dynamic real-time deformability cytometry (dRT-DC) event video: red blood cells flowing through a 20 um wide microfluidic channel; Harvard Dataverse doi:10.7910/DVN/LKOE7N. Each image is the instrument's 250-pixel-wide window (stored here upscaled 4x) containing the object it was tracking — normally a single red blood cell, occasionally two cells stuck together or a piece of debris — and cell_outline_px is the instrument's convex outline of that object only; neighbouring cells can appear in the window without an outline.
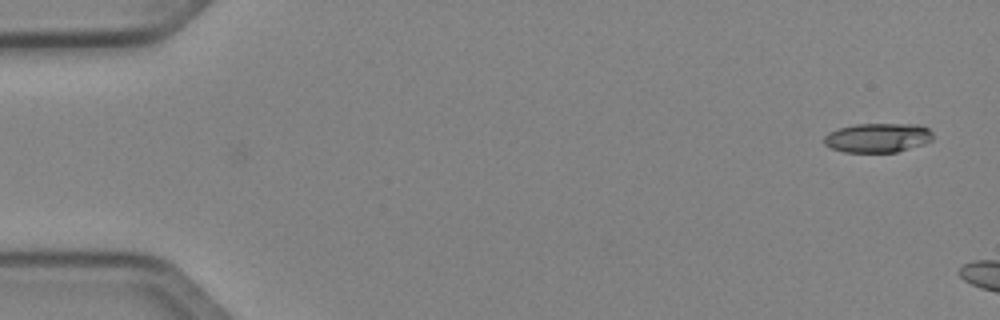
{"species": "Egyptian fruit bat (a non-hibernating species)", "species_latin": "Rousettus aegyptiacus", "temperature_condition": "cold", "stored_images_in_passage": 6, "camera_frame_rate_fps": 3000, "um_per_image_px": 0.085, "animal": {"sex": "female"}, "frame": {"image": 1, "passage_image": 1, "time_ms": 0.0, "image_size_px": [1000, 320], "cell_outline_px": [[932, 140], [924, 144], [896, 152], [844, 152], [832, 148], [824, 144], [824, 136], [828, 132], [840, 128], [856, 124], [916, 124], [928, 128], [932, 132]], "centroid_in_image_um": [74.61, 11.71], "position_along_channel_um": 10.4, "area_um2": 18.55}}